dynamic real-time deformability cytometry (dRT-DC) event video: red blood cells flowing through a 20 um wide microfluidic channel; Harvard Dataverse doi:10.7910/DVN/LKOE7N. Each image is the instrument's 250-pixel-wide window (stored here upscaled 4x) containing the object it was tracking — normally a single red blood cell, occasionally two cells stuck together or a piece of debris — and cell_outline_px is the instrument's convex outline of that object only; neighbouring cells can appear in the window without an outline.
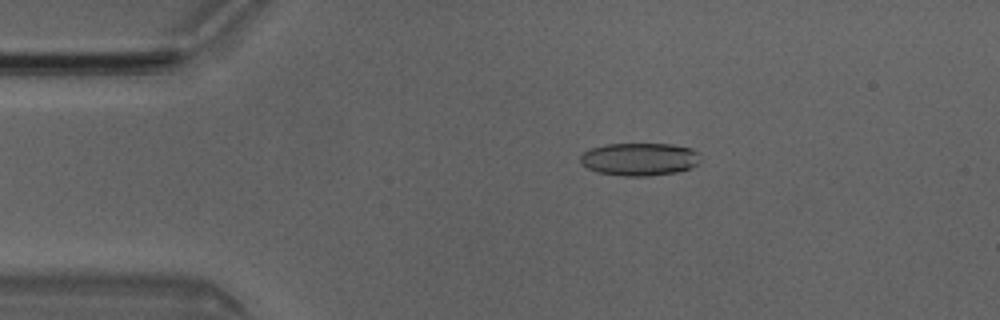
{"species": "Egyptian fruit bat (a non-hibernating species)", "species_latin": "Rousettus aegyptiacus", "temperature_condition": "room temperature", "stored_images_in_passage": 5, "camera_frame_rate_fps": 3000, "um_per_image_px": 0.085, "animal": {"sex": "male"}, "frame": {"image": 1, "passage_image": 3, "time_ms": 0.667, "image_size_px": [1000, 320], "cell_outline_px": [[700, 160], [692, 168], [676, 172], [648, 176], [624, 176], [596, 172], [588, 168], [580, 160], [580, 156], [584, 152], [592, 148], [608, 144], [672, 144], [692, 148], [696, 152]], "centroid_in_image_um": [54.37, 13.53], "position_along_channel_um": 30.6, "area_um2": 22.83}}
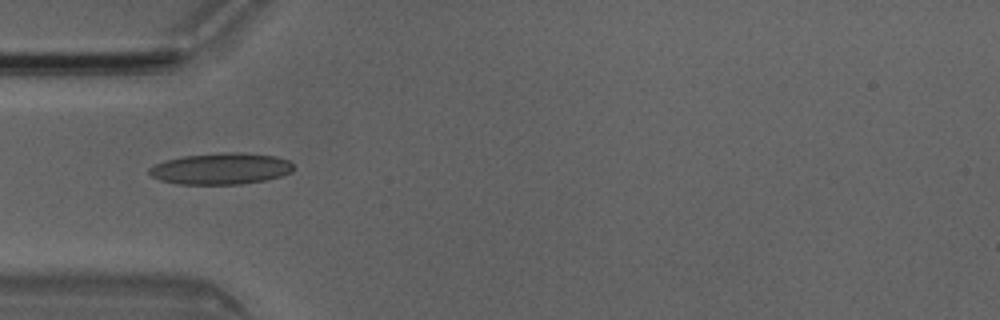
{"frame": {"image": 2, "passage_image": 4, "time_ms": 1.0, "image_size_px": [1000, 320], "cell_outline_px": [[292, 172], [280, 176], [264, 180], [240, 184], [176, 184], [160, 180], [152, 176], [148, 172], [148, 168], [164, 160], [184, 156], [224, 152], [240, 152], [276, 156], [288, 160], [292, 164]], "centroid_in_image_um": [18.75, 14.33], "position_along_channel_um": 66.2, "area_um2": 26.36}}